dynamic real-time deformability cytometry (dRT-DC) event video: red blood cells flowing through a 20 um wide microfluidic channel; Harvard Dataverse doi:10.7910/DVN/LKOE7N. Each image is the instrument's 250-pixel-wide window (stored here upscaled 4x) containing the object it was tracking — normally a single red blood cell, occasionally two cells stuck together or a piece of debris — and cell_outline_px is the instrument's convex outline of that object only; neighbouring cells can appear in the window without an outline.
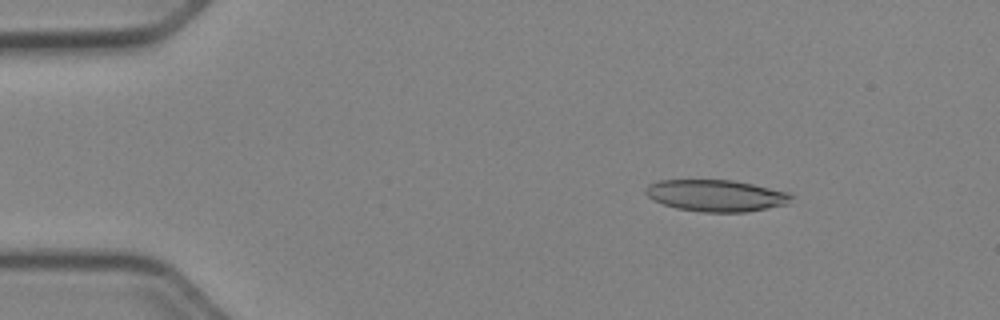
{"species": "Egyptian fruit bat (a non-hibernating species)", "species_latin": "Rousettus aegyptiacus", "temperature_condition": "cold", "stored_images_in_passage": 51, "camera_frame_rate_fps": 3000, "um_per_image_px": 0.085, "animal": {"sex": "female"}, "frame": {"image": 1, "passage_image": 7, "time_ms": 2.0, "image_size_px": [1000, 320], "cell_outline_px": [[796, 196], [788, 204], [744, 212], [700, 212], [676, 208], [664, 204], [648, 196], [644, 192], [644, 188], [648, 184], [660, 180], [732, 180], [752, 184], [788, 192]], "centroid_in_image_um": [60.88, 16.62], "position_along_channel_um": 24.1, "area_um2": 26.88}}
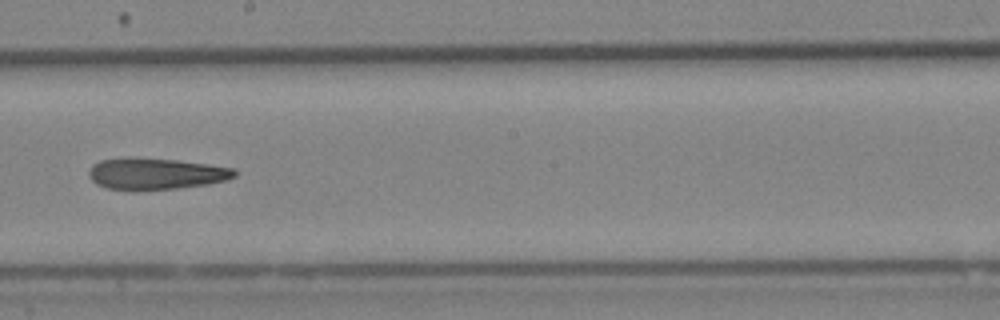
{"frame": {"image": 2, "passage_image": 29, "time_ms": 9.333, "image_size_px": [1000, 320], "cell_outline_px": [[236, 176], [228, 180], [208, 184], [176, 188], [136, 192], [108, 188], [96, 184], [88, 176], [88, 172], [92, 164], [100, 160], [128, 156], [176, 160], [236, 168]], "centroid_in_image_um": [13.2, 14.77], "position_along_channel_um": 235.0, "area_um2": 27.4}}
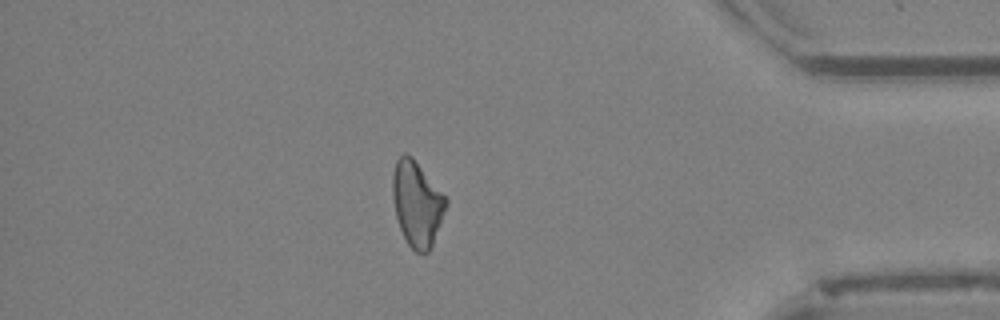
{"frame": {"image": 3, "passage_image": 44, "time_ms": 14.333, "image_size_px": [1000, 320], "cell_outline_px": [[448, 204], [432, 244], [428, 252], [416, 252], [408, 244], [400, 228], [396, 216], [392, 196], [392, 176], [396, 160], [404, 152], [412, 156], [448, 200]], "centroid_in_image_um": [35.43, 17.29], "position_along_channel_um": 399.8, "area_um2": 26.18}}